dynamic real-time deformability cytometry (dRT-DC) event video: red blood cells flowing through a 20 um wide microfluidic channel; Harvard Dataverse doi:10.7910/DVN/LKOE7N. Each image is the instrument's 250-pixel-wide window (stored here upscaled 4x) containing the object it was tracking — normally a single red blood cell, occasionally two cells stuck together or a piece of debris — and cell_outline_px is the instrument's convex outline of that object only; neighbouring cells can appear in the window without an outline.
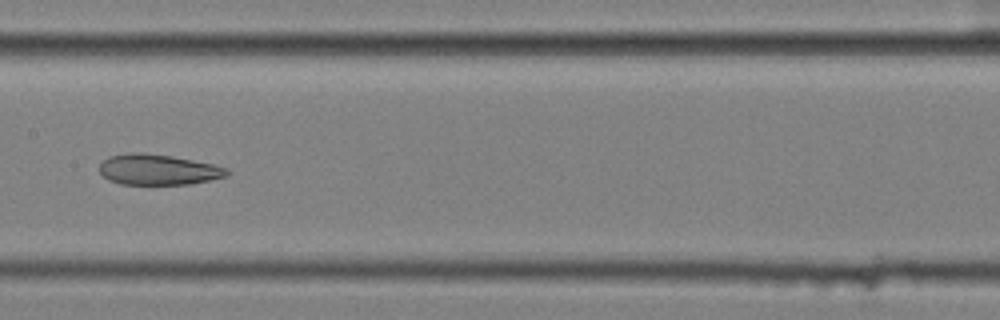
{"species": "common noctule bat (a hibernating species)", "species_latin": "Nyctalus noctula", "temperature_condition": "cold", "stored_images_in_passage": 9, "camera_frame_rate_fps": 3000, "um_per_image_px": 0.085, "animal": {"sex": "female", "body_mass_g": 25.1}, "frame": {"image": 1, "passage_image": 9, "time_ms": 2.667, "image_size_px": [1000, 320], "cell_outline_px": [[228, 176], [188, 184], [120, 184], [108, 180], [100, 172], [100, 164], [108, 156], [132, 152], [140, 152], [172, 156], [212, 164], [228, 168]], "centroid_in_image_um": [13.42, 14.41], "position_along_channel_um": 194.0, "area_um2": 22.6}}